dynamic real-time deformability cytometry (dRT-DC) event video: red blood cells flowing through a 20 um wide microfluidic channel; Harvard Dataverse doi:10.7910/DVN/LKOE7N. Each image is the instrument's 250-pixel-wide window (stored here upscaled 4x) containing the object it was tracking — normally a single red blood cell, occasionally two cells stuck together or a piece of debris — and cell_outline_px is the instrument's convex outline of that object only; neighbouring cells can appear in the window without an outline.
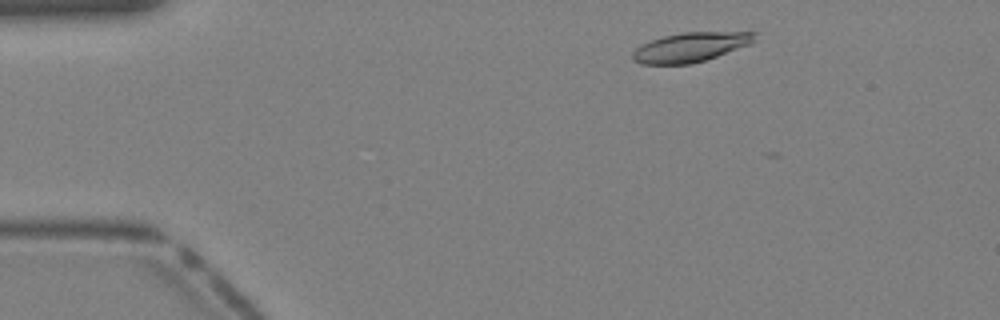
{"species": "Egyptian fruit bat (a non-hibernating species)", "species_latin": "Rousettus aegyptiacus", "temperature_condition": "warm", "stored_images_in_passage": 6, "camera_frame_rate_fps": 3000, "um_per_image_px": 0.085, "animal": {"sex": "female"}, "frame": {"image": 1, "passage_image": 1, "time_ms": 0.0, "image_size_px": [1000, 320], "cell_outline_px": [[760, 32], [752, 44], [704, 60], [688, 64], [640, 64], [632, 60], [632, 52], [640, 44], [664, 36], [684, 32]], "centroid_in_image_um": [58.7, 4.0], "position_along_channel_um": 26.3, "area_um2": 20.98}}